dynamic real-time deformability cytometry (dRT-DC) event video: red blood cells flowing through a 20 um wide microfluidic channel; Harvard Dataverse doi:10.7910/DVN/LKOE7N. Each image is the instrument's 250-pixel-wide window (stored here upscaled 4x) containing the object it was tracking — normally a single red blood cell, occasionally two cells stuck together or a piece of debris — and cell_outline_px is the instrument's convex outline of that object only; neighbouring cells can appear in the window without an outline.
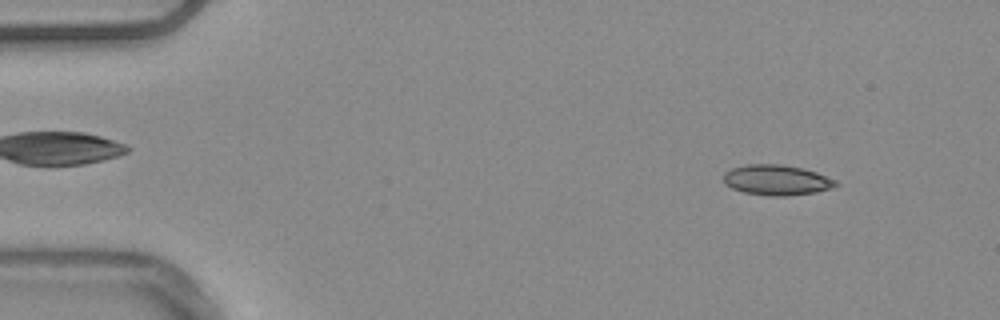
{"species": "common noctule bat (a hibernating species)", "species_latin": "Nyctalus noctula", "temperature_condition": "warm", "stored_images_in_passage": 51, "camera_frame_rate_fps": 3000, "um_per_image_px": 0.085, "animal": {"sex": "male", "body_mass_g": 20.4}, "frame": {"image": 1, "passage_image": 3, "time_ms": 0.667, "image_size_px": [1000, 320], "cell_outline_px": [[840, 184], [832, 188], [816, 192], [788, 196], [772, 196], [744, 192], [732, 188], [724, 184], [724, 172], [732, 168], [748, 164], [780, 164], [804, 168], [816, 172], [836, 180]], "centroid_in_image_um": [66.03, 15.3], "position_along_channel_um": 19.0, "area_um2": 19.94}}
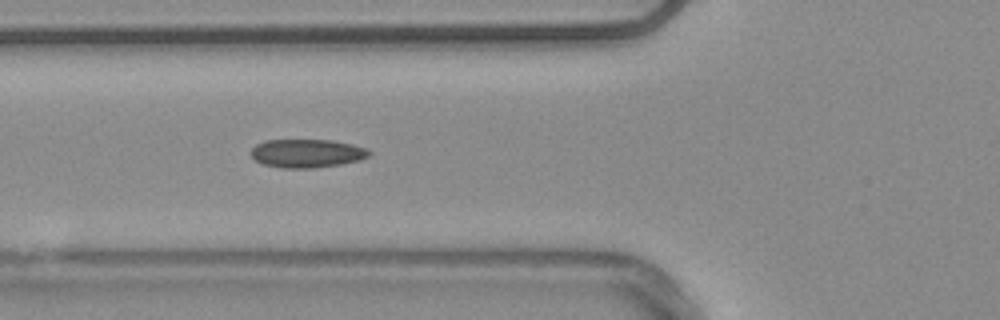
{"frame": {"image": 2, "passage_image": 17, "time_ms": 5.333, "image_size_px": [1000, 320], "cell_outline_px": [[372, 152], [368, 156], [360, 160], [340, 164], [312, 168], [280, 168], [264, 164], [256, 160], [252, 156], [252, 148], [256, 144], [264, 140], [332, 140], [352, 144], [364, 148]], "centroid_in_image_um": [26.08, 13.03], "position_along_channel_um": 99.7, "area_um2": 19.48}}
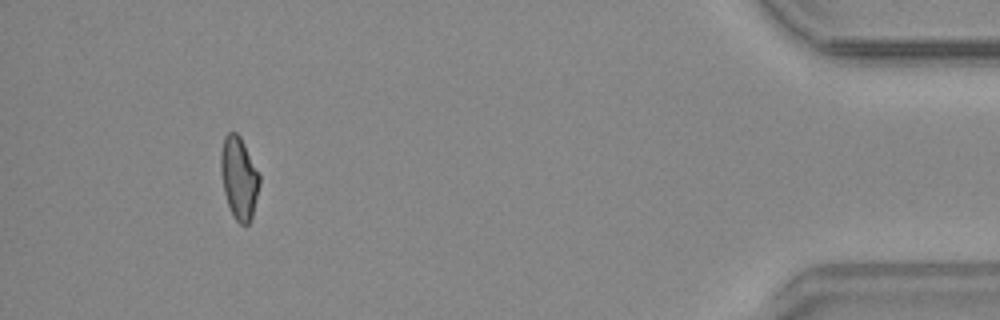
{"frame": {"image": 3, "passage_image": 47, "time_ms": 15.333, "image_size_px": [1000, 320], "cell_outline_px": [[260, 184], [252, 216], [248, 224], [240, 224], [236, 220], [228, 204], [224, 192], [220, 172], [220, 152], [224, 136], [228, 132], [236, 132], [240, 136], [260, 176]], "centroid_in_image_um": [20.3, 15.1], "position_along_channel_um": 414.9, "area_um2": 18.44}, "authors_computed_cell_mechanics": {"area_um2": 18.9006, "velocity_mm_per_s": 3.7895, "shape_relaxation_time_tau1_ms": null, "shape_relaxation_time_tau2_ms": 2.0204, "deformation_change_tau1": null, "deformation_change_tau2": 0.0879}}